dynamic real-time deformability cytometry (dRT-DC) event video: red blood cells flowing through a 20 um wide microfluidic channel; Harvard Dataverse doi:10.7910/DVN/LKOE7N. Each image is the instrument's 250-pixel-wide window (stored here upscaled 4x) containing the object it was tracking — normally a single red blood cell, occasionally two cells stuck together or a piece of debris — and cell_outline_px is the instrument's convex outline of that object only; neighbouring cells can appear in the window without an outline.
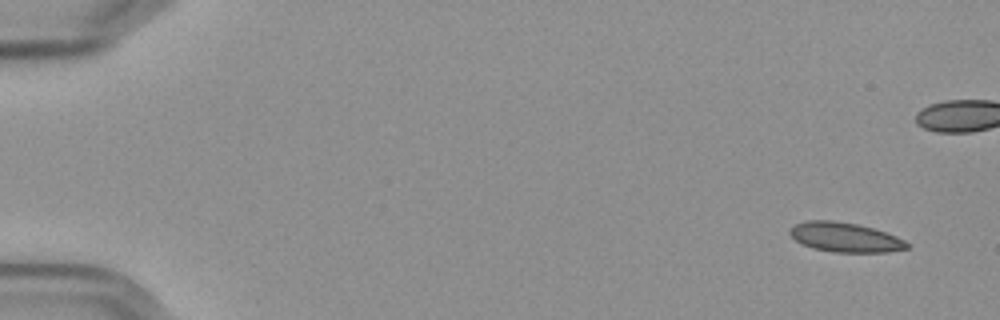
{"species": "Egyptian fruit bat (a non-hibernating species)", "species_latin": "Rousettus aegyptiacus", "temperature_condition": "cold", "stored_images_in_passage": 56, "camera_frame_rate_fps": 3000, "um_per_image_px": 0.085, "frame": {"image": 1, "passage_image": 1, "time_ms": 0.0, "image_size_px": [1000, 320], "cell_outline_px": [[908, 248], [888, 252], [832, 252], [816, 248], [804, 244], [796, 240], [788, 232], [796, 224], [808, 220], [828, 220], [856, 224], [872, 228], [896, 236], [904, 240], [908, 244]], "centroid_in_image_um": [71.84, 20.17], "position_along_channel_um": 13.2, "area_um2": 19.71}}
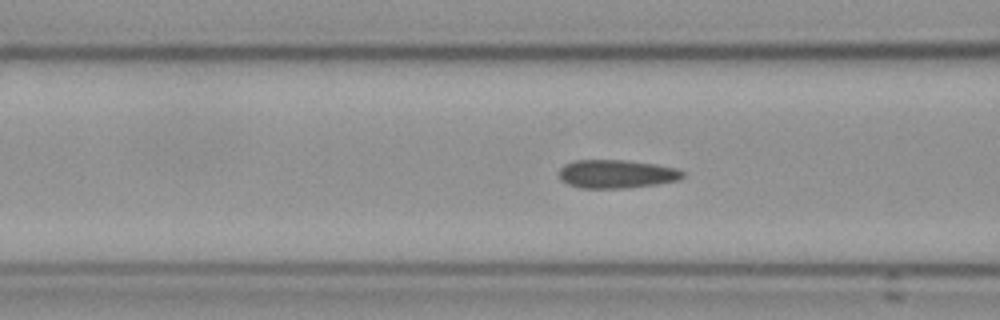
{"frame": {"image": 2, "passage_image": 21, "time_ms": 6.667, "image_size_px": [1000, 320], "cell_outline_px": [[684, 176], [680, 180], [656, 184], [624, 188], [580, 188], [568, 184], [560, 180], [560, 168], [564, 164], [576, 160], [628, 160], [656, 164], [676, 168], [684, 172]], "centroid_in_image_um": [52.41, 14.78], "position_along_channel_um": 114.2, "area_um2": 20.58}}
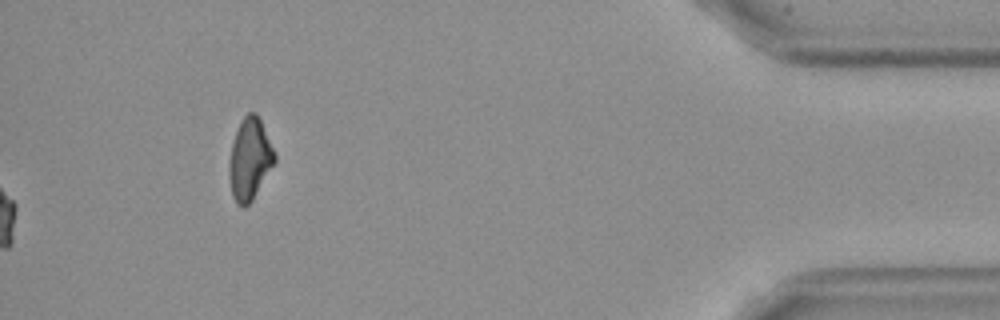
{"frame": {"image": 3, "passage_image": 56, "time_ms": 18.333, "image_size_px": [1000, 320], "cell_outline_px": [[276, 160], [252, 200], [244, 208], [236, 204], [232, 196], [228, 172], [228, 168], [232, 144], [240, 120], [248, 112], [256, 112], [260, 120], [276, 156]], "centroid_in_image_um": [21.2, 13.54], "position_along_channel_um": 414.0, "area_um2": 21.39}, "authors_computed_cell_mechanics": {"area_um2": 20.3745, "velocity_mm_per_s": 3.5963, "shape_relaxation_time_tau1_ms": null, "shape_relaxation_time_tau2_ms": 6.1366, "deformation_change_tau1": null, "deformation_change_tau2": 0.0722}}